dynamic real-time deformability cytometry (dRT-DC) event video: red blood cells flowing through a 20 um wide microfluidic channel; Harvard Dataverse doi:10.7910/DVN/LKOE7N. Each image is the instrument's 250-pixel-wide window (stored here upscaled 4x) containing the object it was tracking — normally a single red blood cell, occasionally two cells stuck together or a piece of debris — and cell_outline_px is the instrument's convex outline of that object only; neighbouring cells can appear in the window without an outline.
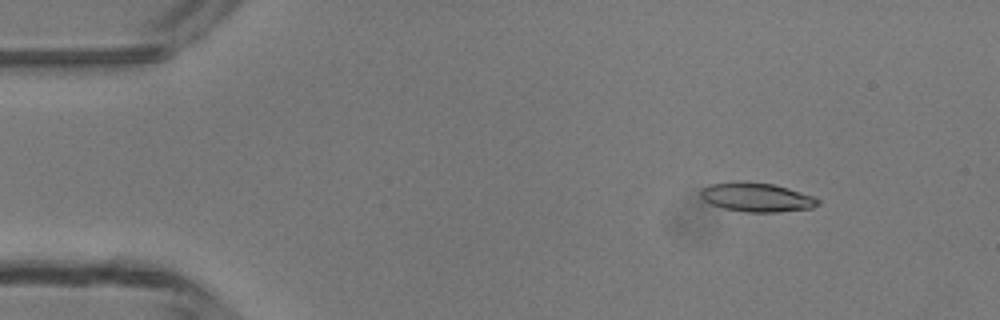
{"species": "common noctule bat (a hibernating species)", "species_latin": "Nyctalus noctula", "temperature_condition": "room temperature", "stored_images_in_passage": 4, "camera_frame_rate_fps": 3000, "um_per_image_px": 0.085, "animal": {"sex": "male", "body_mass_g": 13.3}, "frame": {"image": 1, "passage_image": 2, "time_ms": 1.333, "image_size_px": [1000, 320], "cell_outline_px": [[820, 204], [812, 208], [776, 212], [744, 212], [724, 208], [712, 204], [704, 200], [700, 196], [700, 188], [708, 184], [772, 184], [788, 188], [812, 196], [820, 200]], "centroid_in_image_um": [64.34, 16.81], "position_along_channel_um": 20.7, "area_um2": 19.07}}